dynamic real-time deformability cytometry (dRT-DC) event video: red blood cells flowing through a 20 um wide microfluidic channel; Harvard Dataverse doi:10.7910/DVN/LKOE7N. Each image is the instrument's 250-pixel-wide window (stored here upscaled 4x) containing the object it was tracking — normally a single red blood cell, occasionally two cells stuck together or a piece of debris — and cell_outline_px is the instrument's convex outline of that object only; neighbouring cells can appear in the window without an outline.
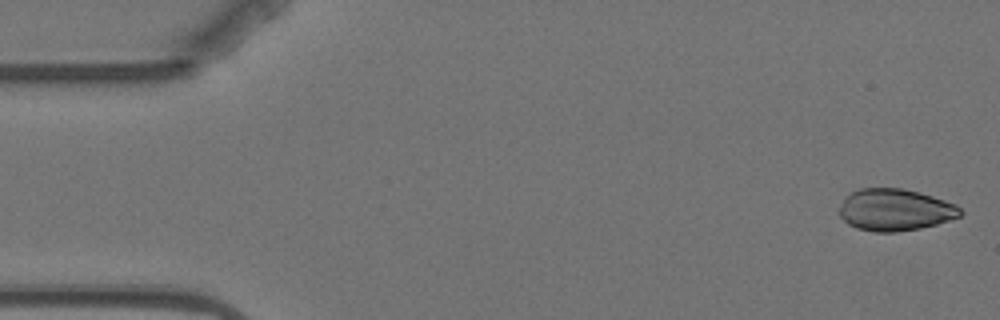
{"species": "Egyptian fruit bat (a non-hibernating species)", "species_latin": "Rousettus aegyptiacus", "temperature_condition": "warm", "stored_images_in_passage": 4, "camera_frame_rate_fps": 3000, "um_per_image_px": 0.085, "animal": {"sex": "female"}, "frame": {"image": 1, "passage_image": 1, "time_ms": 0.0, "image_size_px": [1000, 320], "cell_outline_px": [[964, 212], [960, 216], [936, 224], [920, 228], [896, 232], [872, 232], [856, 228], [848, 224], [836, 212], [844, 196], [860, 188], [904, 188], [920, 192], [956, 204]], "centroid_in_image_um": [76.03, 17.83], "position_along_channel_um": 9.0, "area_um2": 29.88}}
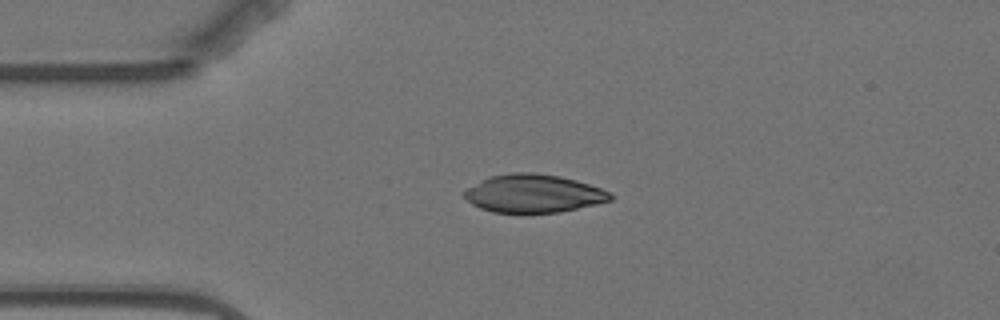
{"frame": {"image": 2, "passage_image": 4, "time_ms": 3.667, "image_size_px": [1000, 320], "cell_outline_px": [[612, 200], [596, 204], [560, 212], [520, 216], [492, 212], [480, 208], [472, 204], [460, 192], [488, 176], [512, 172], [532, 172], [560, 176], [576, 180], [612, 192]], "centroid_in_image_um": [45.3, 16.48], "position_along_channel_um": 39.7, "area_um2": 33.47}}